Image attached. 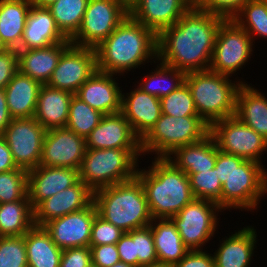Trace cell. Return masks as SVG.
I'll use <instances>...</instances> for the list:
<instances>
[{"instance_id":"cell-1","label":"cell","mask_w":267,"mask_h":267,"mask_svg":"<svg viewBox=\"0 0 267 267\" xmlns=\"http://www.w3.org/2000/svg\"><path fill=\"white\" fill-rule=\"evenodd\" d=\"M224 20L194 4L174 25L157 35V61L185 73L209 70Z\"/></svg>"},{"instance_id":"cell-2","label":"cell","mask_w":267,"mask_h":267,"mask_svg":"<svg viewBox=\"0 0 267 267\" xmlns=\"http://www.w3.org/2000/svg\"><path fill=\"white\" fill-rule=\"evenodd\" d=\"M95 52L97 70L123 76L146 62L157 61V35L128 15Z\"/></svg>"},{"instance_id":"cell-3","label":"cell","mask_w":267,"mask_h":267,"mask_svg":"<svg viewBox=\"0 0 267 267\" xmlns=\"http://www.w3.org/2000/svg\"><path fill=\"white\" fill-rule=\"evenodd\" d=\"M148 169L137 168L136 177L145 191L153 219H168L175 216L195 197L189 177L167 158H156Z\"/></svg>"},{"instance_id":"cell-4","label":"cell","mask_w":267,"mask_h":267,"mask_svg":"<svg viewBox=\"0 0 267 267\" xmlns=\"http://www.w3.org/2000/svg\"><path fill=\"white\" fill-rule=\"evenodd\" d=\"M93 203L98 216L124 232L147 227L153 220L145 191L136 176L94 191Z\"/></svg>"},{"instance_id":"cell-5","label":"cell","mask_w":267,"mask_h":267,"mask_svg":"<svg viewBox=\"0 0 267 267\" xmlns=\"http://www.w3.org/2000/svg\"><path fill=\"white\" fill-rule=\"evenodd\" d=\"M209 70L188 72L185 82L190 88L198 116L209 126L215 121L235 116L239 87L246 82ZM234 82V83H233Z\"/></svg>"},{"instance_id":"cell-6","label":"cell","mask_w":267,"mask_h":267,"mask_svg":"<svg viewBox=\"0 0 267 267\" xmlns=\"http://www.w3.org/2000/svg\"><path fill=\"white\" fill-rule=\"evenodd\" d=\"M141 155V149H86L78 170L79 180L93 192L131 180L136 176Z\"/></svg>"},{"instance_id":"cell-7","label":"cell","mask_w":267,"mask_h":267,"mask_svg":"<svg viewBox=\"0 0 267 267\" xmlns=\"http://www.w3.org/2000/svg\"><path fill=\"white\" fill-rule=\"evenodd\" d=\"M264 195H267L265 165L231 154V173L222 185L221 208L251 212L258 209Z\"/></svg>"},{"instance_id":"cell-8","label":"cell","mask_w":267,"mask_h":267,"mask_svg":"<svg viewBox=\"0 0 267 267\" xmlns=\"http://www.w3.org/2000/svg\"><path fill=\"white\" fill-rule=\"evenodd\" d=\"M209 134L210 126L199 116L161 114L155 126L141 140V151L144 156L153 153L156 158H166L177 147L199 142Z\"/></svg>"},{"instance_id":"cell-9","label":"cell","mask_w":267,"mask_h":267,"mask_svg":"<svg viewBox=\"0 0 267 267\" xmlns=\"http://www.w3.org/2000/svg\"><path fill=\"white\" fill-rule=\"evenodd\" d=\"M128 15L129 9L119 0H89L81 27L70 42L95 49Z\"/></svg>"},{"instance_id":"cell-10","label":"cell","mask_w":267,"mask_h":267,"mask_svg":"<svg viewBox=\"0 0 267 267\" xmlns=\"http://www.w3.org/2000/svg\"><path fill=\"white\" fill-rule=\"evenodd\" d=\"M253 45L248 33L233 19L224 20L218 30L209 69L232 77L243 65L245 67L249 58L251 60Z\"/></svg>"},{"instance_id":"cell-11","label":"cell","mask_w":267,"mask_h":267,"mask_svg":"<svg viewBox=\"0 0 267 267\" xmlns=\"http://www.w3.org/2000/svg\"><path fill=\"white\" fill-rule=\"evenodd\" d=\"M223 209L209 200L194 199L171 219L176 225L183 243L190 250H203L218 229L219 212Z\"/></svg>"},{"instance_id":"cell-12","label":"cell","mask_w":267,"mask_h":267,"mask_svg":"<svg viewBox=\"0 0 267 267\" xmlns=\"http://www.w3.org/2000/svg\"><path fill=\"white\" fill-rule=\"evenodd\" d=\"M210 134L221 152L262 163L261 155L267 151V140L236 116L215 121L210 126Z\"/></svg>"},{"instance_id":"cell-13","label":"cell","mask_w":267,"mask_h":267,"mask_svg":"<svg viewBox=\"0 0 267 267\" xmlns=\"http://www.w3.org/2000/svg\"><path fill=\"white\" fill-rule=\"evenodd\" d=\"M46 130L34 117L14 118L3 133L18 168L39 166Z\"/></svg>"},{"instance_id":"cell-14","label":"cell","mask_w":267,"mask_h":267,"mask_svg":"<svg viewBox=\"0 0 267 267\" xmlns=\"http://www.w3.org/2000/svg\"><path fill=\"white\" fill-rule=\"evenodd\" d=\"M96 71L95 49L71 44L62 53L47 85L75 95Z\"/></svg>"},{"instance_id":"cell-15","label":"cell","mask_w":267,"mask_h":267,"mask_svg":"<svg viewBox=\"0 0 267 267\" xmlns=\"http://www.w3.org/2000/svg\"><path fill=\"white\" fill-rule=\"evenodd\" d=\"M86 149L85 138L66 127L47 130L39 165L79 170Z\"/></svg>"},{"instance_id":"cell-16","label":"cell","mask_w":267,"mask_h":267,"mask_svg":"<svg viewBox=\"0 0 267 267\" xmlns=\"http://www.w3.org/2000/svg\"><path fill=\"white\" fill-rule=\"evenodd\" d=\"M97 215L93 201L84 209L51 220L43 227L62 250L90 245L92 225Z\"/></svg>"},{"instance_id":"cell-17","label":"cell","mask_w":267,"mask_h":267,"mask_svg":"<svg viewBox=\"0 0 267 267\" xmlns=\"http://www.w3.org/2000/svg\"><path fill=\"white\" fill-rule=\"evenodd\" d=\"M193 5L194 0H136L129 8V16L158 35Z\"/></svg>"},{"instance_id":"cell-18","label":"cell","mask_w":267,"mask_h":267,"mask_svg":"<svg viewBox=\"0 0 267 267\" xmlns=\"http://www.w3.org/2000/svg\"><path fill=\"white\" fill-rule=\"evenodd\" d=\"M85 140L87 149H141V139L121 112L104 115Z\"/></svg>"},{"instance_id":"cell-19","label":"cell","mask_w":267,"mask_h":267,"mask_svg":"<svg viewBox=\"0 0 267 267\" xmlns=\"http://www.w3.org/2000/svg\"><path fill=\"white\" fill-rule=\"evenodd\" d=\"M93 191L78 180L74 185L40 202L34 210V224L43 227L51 220L86 208Z\"/></svg>"},{"instance_id":"cell-20","label":"cell","mask_w":267,"mask_h":267,"mask_svg":"<svg viewBox=\"0 0 267 267\" xmlns=\"http://www.w3.org/2000/svg\"><path fill=\"white\" fill-rule=\"evenodd\" d=\"M117 75L97 70L75 96L104 115L121 112L122 91ZM116 77V78H115Z\"/></svg>"},{"instance_id":"cell-21","label":"cell","mask_w":267,"mask_h":267,"mask_svg":"<svg viewBox=\"0 0 267 267\" xmlns=\"http://www.w3.org/2000/svg\"><path fill=\"white\" fill-rule=\"evenodd\" d=\"M79 180L77 169L37 166L28 171V199L34 209L43 200L71 187Z\"/></svg>"},{"instance_id":"cell-22","label":"cell","mask_w":267,"mask_h":267,"mask_svg":"<svg viewBox=\"0 0 267 267\" xmlns=\"http://www.w3.org/2000/svg\"><path fill=\"white\" fill-rule=\"evenodd\" d=\"M135 87L129 93H122L121 113L142 140L160 118L161 103L160 98Z\"/></svg>"},{"instance_id":"cell-23","label":"cell","mask_w":267,"mask_h":267,"mask_svg":"<svg viewBox=\"0 0 267 267\" xmlns=\"http://www.w3.org/2000/svg\"><path fill=\"white\" fill-rule=\"evenodd\" d=\"M57 43L71 42L60 32L47 7L31 5L20 46L16 50L46 48Z\"/></svg>"},{"instance_id":"cell-24","label":"cell","mask_w":267,"mask_h":267,"mask_svg":"<svg viewBox=\"0 0 267 267\" xmlns=\"http://www.w3.org/2000/svg\"><path fill=\"white\" fill-rule=\"evenodd\" d=\"M222 242L213 254L215 267H249L251 265L254 250L258 244L254 226L243 227L229 237L222 238Z\"/></svg>"},{"instance_id":"cell-25","label":"cell","mask_w":267,"mask_h":267,"mask_svg":"<svg viewBox=\"0 0 267 267\" xmlns=\"http://www.w3.org/2000/svg\"><path fill=\"white\" fill-rule=\"evenodd\" d=\"M72 97L70 92L42 84L34 118L46 131L66 127Z\"/></svg>"},{"instance_id":"cell-26","label":"cell","mask_w":267,"mask_h":267,"mask_svg":"<svg viewBox=\"0 0 267 267\" xmlns=\"http://www.w3.org/2000/svg\"><path fill=\"white\" fill-rule=\"evenodd\" d=\"M166 158L187 176L212 170L217 160V144L209 134L199 142L177 147Z\"/></svg>"},{"instance_id":"cell-27","label":"cell","mask_w":267,"mask_h":267,"mask_svg":"<svg viewBox=\"0 0 267 267\" xmlns=\"http://www.w3.org/2000/svg\"><path fill=\"white\" fill-rule=\"evenodd\" d=\"M71 43H57L46 48L17 50L18 71L30 78L47 84L62 53Z\"/></svg>"},{"instance_id":"cell-28","label":"cell","mask_w":267,"mask_h":267,"mask_svg":"<svg viewBox=\"0 0 267 267\" xmlns=\"http://www.w3.org/2000/svg\"><path fill=\"white\" fill-rule=\"evenodd\" d=\"M42 84L19 71L4 88L10 116L14 118L34 117L38 94Z\"/></svg>"},{"instance_id":"cell-29","label":"cell","mask_w":267,"mask_h":267,"mask_svg":"<svg viewBox=\"0 0 267 267\" xmlns=\"http://www.w3.org/2000/svg\"><path fill=\"white\" fill-rule=\"evenodd\" d=\"M235 116L267 140V98L252 84L239 87Z\"/></svg>"},{"instance_id":"cell-30","label":"cell","mask_w":267,"mask_h":267,"mask_svg":"<svg viewBox=\"0 0 267 267\" xmlns=\"http://www.w3.org/2000/svg\"><path fill=\"white\" fill-rule=\"evenodd\" d=\"M149 227L152 230L158 262L174 267L190 251L171 218L153 219Z\"/></svg>"},{"instance_id":"cell-31","label":"cell","mask_w":267,"mask_h":267,"mask_svg":"<svg viewBox=\"0 0 267 267\" xmlns=\"http://www.w3.org/2000/svg\"><path fill=\"white\" fill-rule=\"evenodd\" d=\"M28 267H59L60 249L44 227L34 225L25 234Z\"/></svg>"},{"instance_id":"cell-32","label":"cell","mask_w":267,"mask_h":267,"mask_svg":"<svg viewBox=\"0 0 267 267\" xmlns=\"http://www.w3.org/2000/svg\"><path fill=\"white\" fill-rule=\"evenodd\" d=\"M30 0H0V36L8 48L20 46Z\"/></svg>"},{"instance_id":"cell-33","label":"cell","mask_w":267,"mask_h":267,"mask_svg":"<svg viewBox=\"0 0 267 267\" xmlns=\"http://www.w3.org/2000/svg\"><path fill=\"white\" fill-rule=\"evenodd\" d=\"M34 225V210L29 200L0 203V237L22 236Z\"/></svg>"},{"instance_id":"cell-34","label":"cell","mask_w":267,"mask_h":267,"mask_svg":"<svg viewBox=\"0 0 267 267\" xmlns=\"http://www.w3.org/2000/svg\"><path fill=\"white\" fill-rule=\"evenodd\" d=\"M154 63H158L156 70H153L154 72L151 70L149 75L137 82V87L143 92L161 98L169 95L185 82V72L158 61Z\"/></svg>"},{"instance_id":"cell-35","label":"cell","mask_w":267,"mask_h":267,"mask_svg":"<svg viewBox=\"0 0 267 267\" xmlns=\"http://www.w3.org/2000/svg\"><path fill=\"white\" fill-rule=\"evenodd\" d=\"M89 0H57L50 10L60 32L71 40L80 29Z\"/></svg>"},{"instance_id":"cell-36","label":"cell","mask_w":267,"mask_h":267,"mask_svg":"<svg viewBox=\"0 0 267 267\" xmlns=\"http://www.w3.org/2000/svg\"><path fill=\"white\" fill-rule=\"evenodd\" d=\"M233 20L248 33L254 43L256 35L260 39H267V0L248 1Z\"/></svg>"},{"instance_id":"cell-37","label":"cell","mask_w":267,"mask_h":267,"mask_svg":"<svg viewBox=\"0 0 267 267\" xmlns=\"http://www.w3.org/2000/svg\"><path fill=\"white\" fill-rule=\"evenodd\" d=\"M104 114L73 95L70 102L66 128L86 138L100 123Z\"/></svg>"},{"instance_id":"cell-38","label":"cell","mask_w":267,"mask_h":267,"mask_svg":"<svg viewBox=\"0 0 267 267\" xmlns=\"http://www.w3.org/2000/svg\"><path fill=\"white\" fill-rule=\"evenodd\" d=\"M188 177L195 199L209 200L221 207L222 184L215 167L212 170L190 174Z\"/></svg>"},{"instance_id":"cell-39","label":"cell","mask_w":267,"mask_h":267,"mask_svg":"<svg viewBox=\"0 0 267 267\" xmlns=\"http://www.w3.org/2000/svg\"><path fill=\"white\" fill-rule=\"evenodd\" d=\"M28 171L22 168L0 173V203L28 199Z\"/></svg>"},{"instance_id":"cell-40","label":"cell","mask_w":267,"mask_h":267,"mask_svg":"<svg viewBox=\"0 0 267 267\" xmlns=\"http://www.w3.org/2000/svg\"><path fill=\"white\" fill-rule=\"evenodd\" d=\"M161 113L176 117L198 116L190 88L184 82L169 95L160 98Z\"/></svg>"},{"instance_id":"cell-41","label":"cell","mask_w":267,"mask_h":267,"mask_svg":"<svg viewBox=\"0 0 267 267\" xmlns=\"http://www.w3.org/2000/svg\"><path fill=\"white\" fill-rule=\"evenodd\" d=\"M0 267H28L24 235L0 237Z\"/></svg>"},{"instance_id":"cell-42","label":"cell","mask_w":267,"mask_h":267,"mask_svg":"<svg viewBox=\"0 0 267 267\" xmlns=\"http://www.w3.org/2000/svg\"><path fill=\"white\" fill-rule=\"evenodd\" d=\"M134 241L138 267L158 262L152 230L149 226L126 232Z\"/></svg>"},{"instance_id":"cell-43","label":"cell","mask_w":267,"mask_h":267,"mask_svg":"<svg viewBox=\"0 0 267 267\" xmlns=\"http://www.w3.org/2000/svg\"><path fill=\"white\" fill-rule=\"evenodd\" d=\"M125 232L96 215L92 225L90 247L116 244Z\"/></svg>"},{"instance_id":"cell-44","label":"cell","mask_w":267,"mask_h":267,"mask_svg":"<svg viewBox=\"0 0 267 267\" xmlns=\"http://www.w3.org/2000/svg\"><path fill=\"white\" fill-rule=\"evenodd\" d=\"M250 0H194V4L204 11L224 18L233 19Z\"/></svg>"},{"instance_id":"cell-45","label":"cell","mask_w":267,"mask_h":267,"mask_svg":"<svg viewBox=\"0 0 267 267\" xmlns=\"http://www.w3.org/2000/svg\"><path fill=\"white\" fill-rule=\"evenodd\" d=\"M91 264V247H76L62 251L59 267H89Z\"/></svg>"},{"instance_id":"cell-46","label":"cell","mask_w":267,"mask_h":267,"mask_svg":"<svg viewBox=\"0 0 267 267\" xmlns=\"http://www.w3.org/2000/svg\"><path fill=\"white\" fill-rule=\"evenodd\" d=\"M18 72V52L8 48L0 53V89H4Z\"/></svg>"},{"instance_id":"cell-47","label":"cell","mask_w":267,"mask_h":267,"mask_svg":"<svg viewBox=\"0 0 267 267\" xmlns=\"http://www.w3.org/2000/svg\"><path fill=\"white\" fill-rule=\"evenodd\" d=\"M92 264L98 267H111L121 261L116 244L91 247Z\"/></svg>"},{"instance_id":"cell-48","label":"cell","mask_w":267,"mask_h":267,"mask_svg":"<svg viewBox=\"0 0 267 267\" xmlns=\"http://www.w3.org/2000/svg\"><path fill=\"white\" fill-rule=\"evenodd\" d=\"M203 250H190L174 267H215L213 254Z\"/></svg>"},{"instance_id":"cell-49","label":"cell","mask_w":267,"mask_h":267,"mask_svg":"<svg viewBox=\"0 0 267 267\" xmlns=\"http://www.w3.org/2000/svg\"><path fill=\"white\" fill-rule=\"evenodd\" d=\"M116 246L122 262L138 267V256H135L134 241L126 232L118 240Z\"/></svg>"},{"instance_id":"cell-50","label":"cell","mask_w":267,"mask_h":267,"mask_svg":"<svg viewBox=\"0 0 267 267\" xmlns=\"http://www.w3.org/2000/svg\"><path fill=\"white\" fill-rule=\"evenodd\" d=\"M215 168L217 169V175L219 177L220 183L223 185L231 173V154L221 152L218 149V146Z\"/></svg>"},{"instance_id":"cell-51","label":"cell","mask_w":267,"mask_h":267,"mask_svg":"<svg viewBox=\"0 0 267 267\" xmlns=\"http://www.w3.org/2000/svg\"><path fill=\"white\" fill-rule=\"evenodd\" d=\"M18 169L5 138L0 135V173Z\"/></svg>"},{"instance_id":"cell-52","label":"cell","mask_w":267,"mask_h":267,"mask_svg":"<svg viewBox=\"0 0 267 267\" xmlns=\"http://www.w3.org/2000/svg\"><path fill=\"white\" fill-rule=\"evenodd\" d=\"M12 119L8 110L5 91L0 89V135H3Z\"/></svg>"},{"instance_id":"cell-53","label":"cell","mask_w":267,"mask_h":267,"mask_svg":"<svg viewBox=\"0 0 267 267\" xmlns=\"http://www.w3.org/2000/svg\"><path fill=\"white\" fill-rule=\"evenodd\" d=\"M57 0H30L31 4L37 7H48Z\"/></svg>"},{"instance_id":"cell-54","label":"cell","mask_w":267,"mask_h":267,"mask_svg":"<svg viewBox=\"0 0 267 267\" xmlns=\"http://www.w3.org/2000/svg\"><path fill=\"white\" fill-rule=\"evenodd\" d=\"M141 267H172V266L166 265L164 263L156 262V263H153V264H150V265H144V266H141Z\"/></svg>"},{"instance_id":"cell-55","label":"cell","mask_w":267,"mask_h":267,"mask_svg":"<svg viewBox=\"0 0 267 267\" xmlns=\"http://www.w3.org/2000/svg\"><path fill=\"white\" fill-rule=\"evenodd\" d=\"M111 267H134L133 265L127 264L125 262L119 261Z\"/></svg>"},{"instance_id":"cell-56","label":"cell","mask_w":267,"mask_h":267,"mask_svg":"<svg viewBox=\"0 0 267 267\" xmlns=\"http://www.w3.org/2000/svg\"><path fill=\"white\" fill-rule=\"evenodd\" d=\"M122 2L128 9L131 7V5L136 1V0H119Z\"/></svg>"},{"instance_id":"cell-57","label":"cell","mask_w":267,"mask_h":267,"mask_svg":"<svg viewBox=\"0 0 267 267\" xmlns=\"http://www.w3.org/2000/svg\"><path fill=\"white\" fill-rule=\"evenodd\" d=\"M8 49V47L3 43L1 36H0V53Z\"/></svg>"},{"instance_id":"cell-58","label":"cell","mask_w":267,"mask_h":267,"mask_svg":"<svg viewBox=\"0 0 267 267\" xmlns=\"http://www.w3.org/2000/svg\"><path fill=\"white\" fill-rule=\"evenodd\" d=\"M89 267H98V266H95V265L91 264Z\"/></svg>"}]
</instances>
